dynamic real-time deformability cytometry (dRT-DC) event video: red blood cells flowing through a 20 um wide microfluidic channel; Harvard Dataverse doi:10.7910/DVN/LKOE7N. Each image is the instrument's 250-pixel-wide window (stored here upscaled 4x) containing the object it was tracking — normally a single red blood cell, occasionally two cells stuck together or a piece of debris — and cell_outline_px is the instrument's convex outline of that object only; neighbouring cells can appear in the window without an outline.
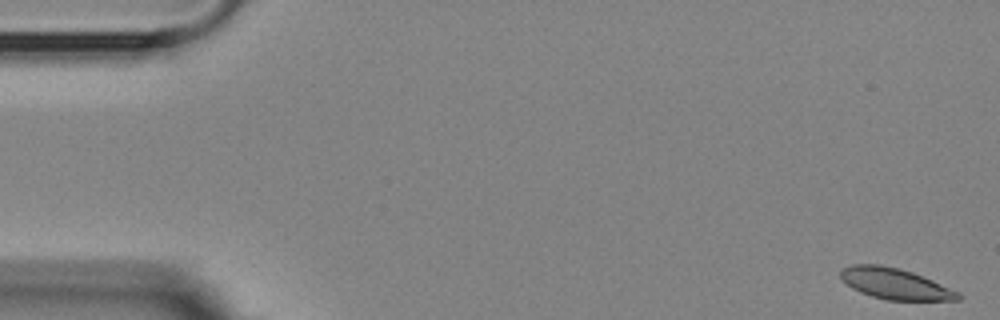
{"species": "Egyptian fruit bat (a non-hibernating species)", "species_latin": "Rousettus aegyptiacus", "temperature_condition": "room temperature", "stored_images_in_passage": 6, "segment_of_instrument_passage": [2, 2], "camera_frame_rate_fps": 3000, "um_per_image_px": 0.085, "animal": {"sex": "female"}, "frame": {"image": 1, "passage_image": 6, "time_ms": 6.0, "image_size_px": [1000, 320], "cell_outline_px": [[964, 296], [960, 300], [884, 300], [860, 292], [852, 288], [840, 280], [840, 268], [852, 264], [880, 264], [912, 272], [932, 280], [960, 292]], "centroid_in_image_um": [76.06, 24.12], "position_along_channel_um": 8.9, "area_um2": 21.39}}